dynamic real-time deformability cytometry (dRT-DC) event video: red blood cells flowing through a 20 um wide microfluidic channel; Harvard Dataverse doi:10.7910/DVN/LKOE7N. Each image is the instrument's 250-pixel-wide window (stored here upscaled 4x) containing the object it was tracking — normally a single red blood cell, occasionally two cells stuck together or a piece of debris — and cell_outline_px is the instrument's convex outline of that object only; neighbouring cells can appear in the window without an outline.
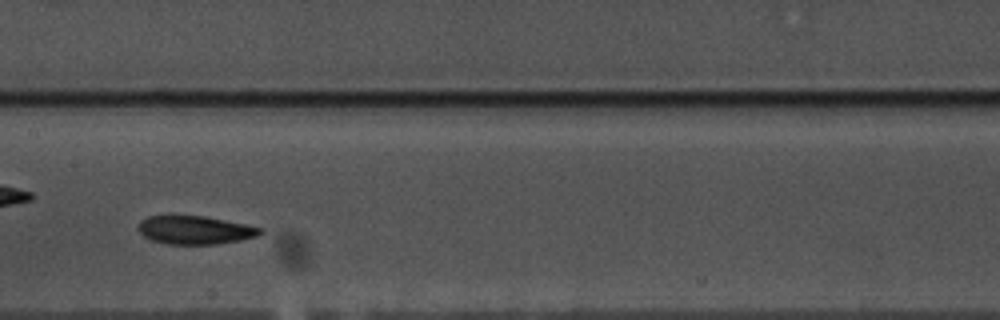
{"species": "common noctule bat (a hibernating species)", "species_latin": "Nyctalus noctula", "temperature_condition": "warm", "stored_images_in_passage": 43, "camera_frame_rate_fps": 3000, "um_per_image_px": 0.085, "animal": {"sex": "male", "body_mass_g": 17.5, "forearm_length_mm": 52.3}, "frame": {"image": 1, "passage_image": 19, "time_ms": 6.0, "image_size_px": [1000, 320], "cell_outline_px": [[264, 232], [256, 236], [240, 240], [216, 244], [168, 244], [152, 240], [144, 236], [136, 228], [140, 220], [148, 216], [204, 216], [264, 228]], "centroid_in_image_um": [16.56, 19.55], "position_along_channel_um": 190.8, "area_um2": 20.06}, "authors_computed_cell_mechanics": {"area_um2": 20.4612, "velocity_mm_per_s": 3.5124, "shape_relaxation_time_tau1_ms": 7.2388, "shape_relaxation_time_tau2_ms": 3.5423, "deformation_change_tau1": 0.1599, "deformation_change_tau2": 0.0891}}